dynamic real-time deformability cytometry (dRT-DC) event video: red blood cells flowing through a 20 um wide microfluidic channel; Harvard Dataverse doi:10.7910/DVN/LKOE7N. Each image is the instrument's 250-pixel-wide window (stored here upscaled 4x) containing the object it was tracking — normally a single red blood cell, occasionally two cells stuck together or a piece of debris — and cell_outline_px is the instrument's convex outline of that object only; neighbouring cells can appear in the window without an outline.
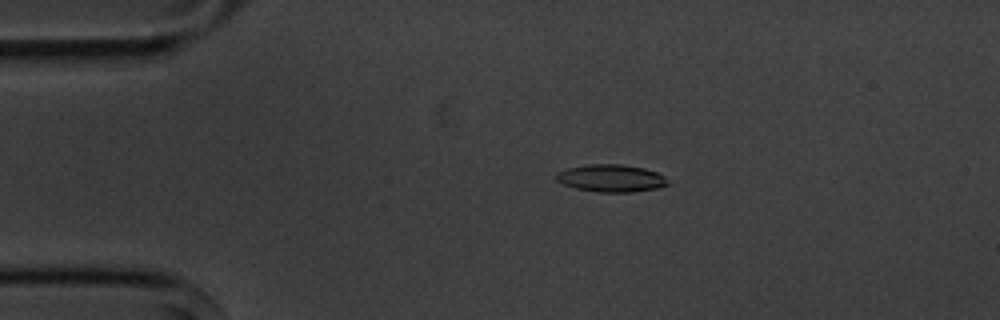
{"species": "common noctule bat (a hibernating species)", "species_latin": "Nyctalus noctula", "temperature_condition": "cold", "stored_images_in_passage": 5, "camera_frame_rate_fps": 3000, "um_per_image_px": 0.085, "animal": {"sex": "male", "body_mass_g": 20.1, "forearm_length_mm": 53.5}, "frame": {"image": 1, "passage_image": 3, "time_ms": 2.333, "image_size_px": [1000, 320], "cell_outline_px": [[668, 184], [656, 188], [632, 192], [600, 192], [576, 188], [564, 184], [556, 180], [556, 172], [568, 168], [588, 164], [624, 164], [644, 168], [656, 172], [664, 176]], "centroid_in_image_um": [51.92, 15.14], "position_along_channel_um": 33.1, "area_um2": 17.69}}
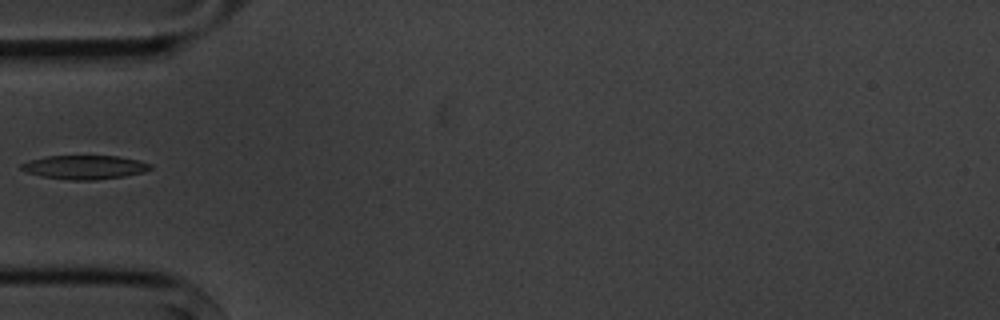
{"frame": {"image": 2, "passage_image": 5, "time_ms": 4.667, "image_size_px": [1000, 320], "cell_outline_px": [[152, 168], [144, 172], [124, 176], [96, 180], [72, 180], [40, 176], [28, 172], [20, 168], [20, 164], [28, 160], [48, 156], [116, 156], [140, 160], [152, 164]], "centroid_in_image_um": [7.21, 14.21], "position_along_channel_um": 77.8, "area_um2": 17.98}}